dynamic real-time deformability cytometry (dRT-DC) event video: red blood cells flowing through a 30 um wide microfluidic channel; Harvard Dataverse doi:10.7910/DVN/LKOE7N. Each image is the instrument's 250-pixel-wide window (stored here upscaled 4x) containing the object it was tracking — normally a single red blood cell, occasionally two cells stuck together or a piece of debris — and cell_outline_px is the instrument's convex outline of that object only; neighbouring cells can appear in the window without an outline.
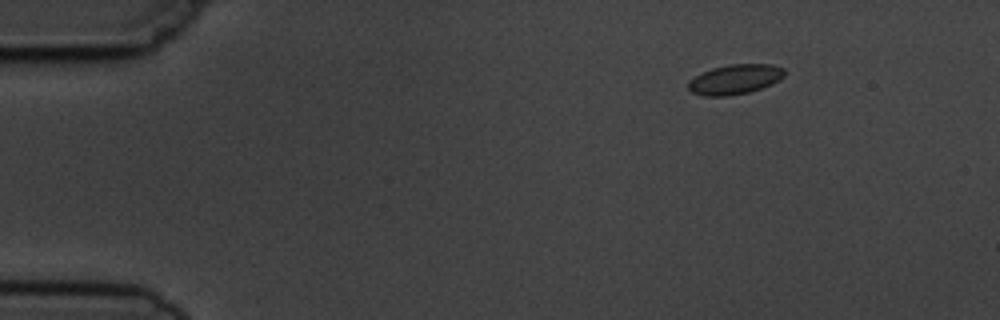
{"species": "common noctule bat (a hibernating species)", "species_latin": "Nyctalus noctula", "temperature_condition": "cold", "stored_images_in_passage": 5, "camera_frame_rate_fps": 3000, "um_per_image_px": 0.085, "animal": {"sex": "male", "body_mass_g": 19.5, "forearm_length_mm": 54.6}, "frame": {"image": 1, "passage_image": 3, "time_ms": 2.333, "image_size_px": [1000, 320], "cell_outline_px": [[784, 76], [780, 80], [772, 84], [748, 92], [728, 96], [704, 96], [692, 92], [688, 88], [688, 80], [712, 68], [728, 64], [772, 64], [784, 68]], "centroid_in_image_um": [62.48, 6.74], "position_along_channel_um": 22.5, "area_um2": 16.7}}
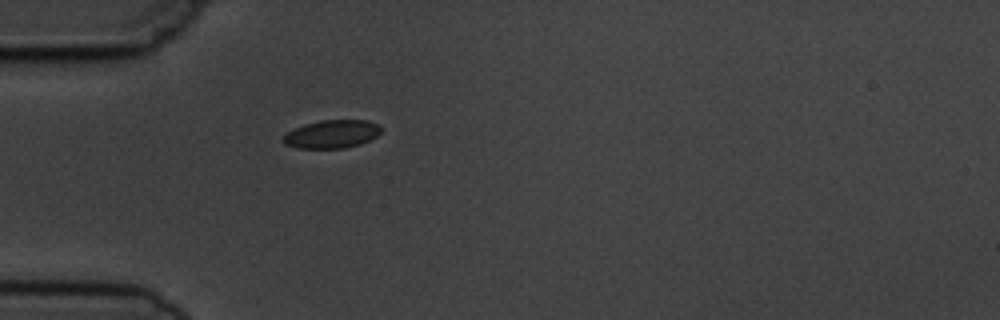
{"frame": {"image": 2, "passage_image": 5, "time_ms": 5.333, "image_size_px": [1000, 320], "cell_outline_px": [[380, 132], [376, 136], [360, 144], [344, 148], [296, 148], [284, 144], [284, 136], [288, 132], [304, 124], [320, 120], [368, 120], [380, 124]], "centroid_in_image_um": [28.22, 11.39], "position_along_channel_um": 56.8, "area_um2": 15.95}}